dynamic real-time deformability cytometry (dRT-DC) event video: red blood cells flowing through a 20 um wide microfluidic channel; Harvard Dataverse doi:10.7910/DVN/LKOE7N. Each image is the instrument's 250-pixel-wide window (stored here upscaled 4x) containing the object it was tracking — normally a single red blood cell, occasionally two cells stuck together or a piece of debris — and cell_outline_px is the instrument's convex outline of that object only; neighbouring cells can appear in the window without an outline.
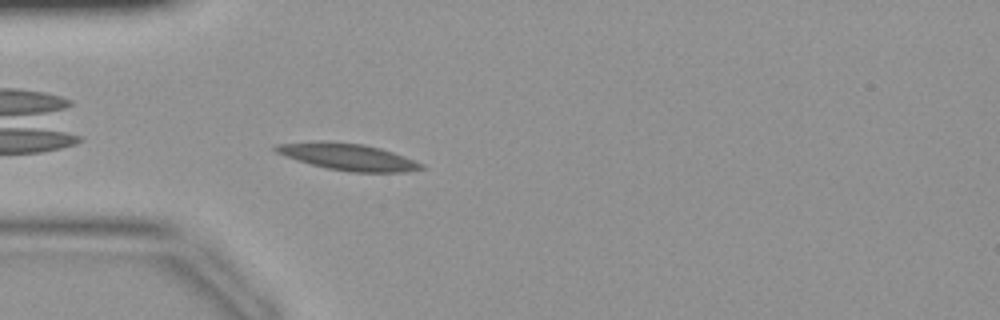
{"species": "common noctule bat (a hibernating species)", "species_latin": "Nyctalus noctula", "temperature_condition": "warm", "stored_images_in_passage": 31, "camera_frame_rate_fps": 3000, "um_per_image_px": 0.085, "animal": {"sex": "female", "body_mass_g": 19.9}, "frame": {"image": 1, "passage_image": 2, "time_ms": 0.333, "image_size_px": [1000, 320], "cell_outline_px": [[424, 168], [404, 172], [348, 172], [328, 168], [296, 160], [276, 152], [272, 148], [276, 144], [320, 140], [364, 144], [380, 148], [404, 156], [424, 164]], "centroid_in_image_um": [29.55, 13.32], "position_along_channel_um": 55.5, "area_um2": 22.66}}
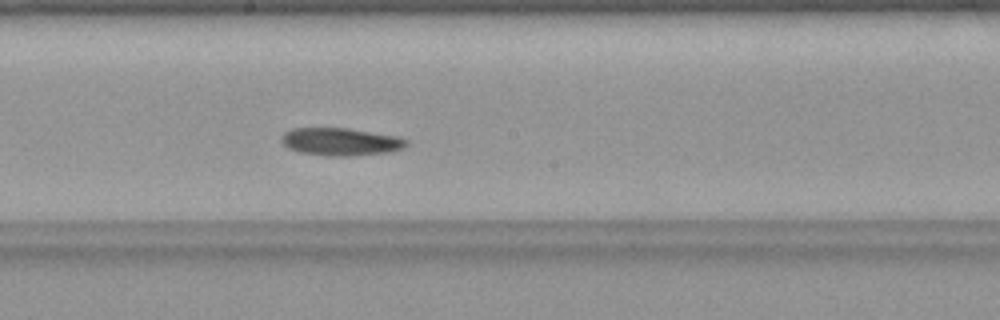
{"frame": {"image": 2, "passage_image": 13, "time_ms": 4.0, "image_size_px": [1000, 320], "cell_outline_px": [[408, 144], [404, 148], [388, 152], [348, 156], [328, 156], [300, 152], [288, 148], [280, 140], [280, 136], [284, 132], [292, 128], [348, 128], [400, 136], [408, 140]], "centroid_in_image_um": [28.97, 12.04], "position_along_channel_um": 219.2, "area_um2": 20.35}}
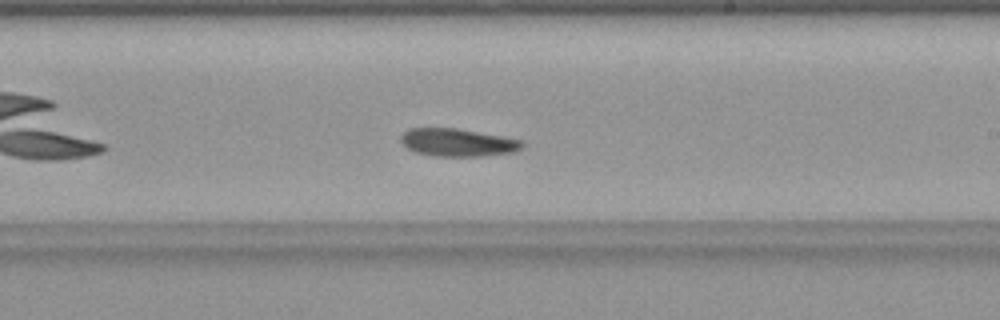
{"frame": {"image": 3, "passage_image": 15, "time_ms": 4.667, "image_size_px": [1000, 320], "cell_outline_px": [[524, 144], [520, 148], [512, 152], [480, 156], [432, 156], [416, 152], [408, 148], [400, 140], [400, 136], [408, 128], [456, 128], [504, 136], [524, 140]], "centroid_in_image_um": [38.9, 12.1], "position_along_channel_um": 250.1, "area_um2": 19.65}}